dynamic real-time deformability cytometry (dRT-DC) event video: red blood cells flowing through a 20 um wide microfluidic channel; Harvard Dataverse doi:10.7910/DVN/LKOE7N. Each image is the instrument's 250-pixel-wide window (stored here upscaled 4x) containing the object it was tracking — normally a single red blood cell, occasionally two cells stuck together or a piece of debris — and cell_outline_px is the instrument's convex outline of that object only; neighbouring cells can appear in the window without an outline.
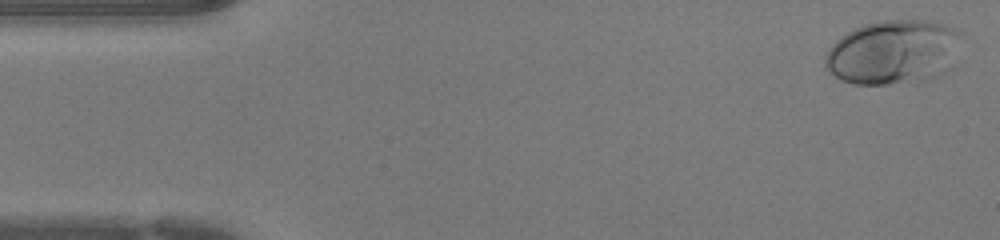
{"species": "human", "species_latin": "Homo sapiens", "temperature_condition": "warm", "stored_images_in_passage": 44, "camera_frame_rate_fps": 3000, "um_per_image_px": 0.085, "donor": {"sex": "female"}, "frame": {"image": 1, "passage_image": 1, "time_ms": 0.0, "image_size_px": [1000, 240], "cell_outline_px": [[964, 36], [956, 68], [940, 76], [924, 80], [888, 84], [852, 84], [840, 80], [828, 72], [824, 64], [824, 56], [832, 44], [840, 36], [864, 24], [880, 20], [932, 20], [960, 28], [964, 32]], "centroid_in_image_um": [76.06, 4.43], "position_along_channel_um": 8.9, "area_um2": 53.0}}
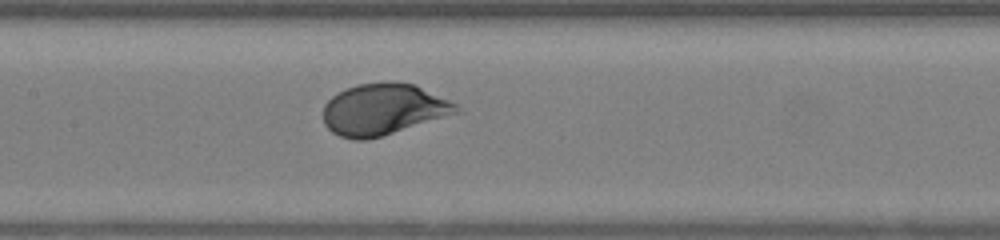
{"frame": {"image": 2, "passage_image": 20, "time_ms": 6.333, "image_size_px": [1000, 240], "cell_outline_px": [[464, 112], [368, 140], [352, 140], [340, 136], [332, 132], [324, 124], [324, 104], [332, 96], [356, 84], [392, 80], [416, 84], [456, 104]], "centroid_in_image_um": [32.62, 9.29], "position_along_channel_um": 174.8, "area_um2": 40.34}}
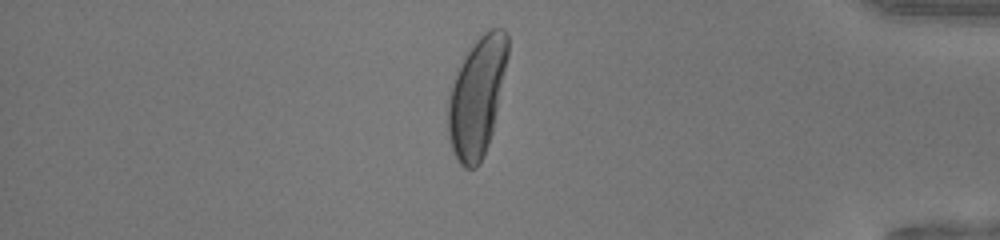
{"frame": {"image": 3, "passage_image": 37, "time_ms": 12.0, "image_size_px": [1000, 240], "cell_outline_px": [[508, 56], [492, 132], [488, 144], [480, 164], [476, 168], [464, 168], [456, 160], [452, 152], [448, 136], [448, 96], [456, 72], [464, 56], [472, 44], [488, 28], [504, 28], [508, 36]], "centroid_in_image_um": [40.53, 8.23], "position_along_channel_um": 394.7, "area_um2": 41.5}}